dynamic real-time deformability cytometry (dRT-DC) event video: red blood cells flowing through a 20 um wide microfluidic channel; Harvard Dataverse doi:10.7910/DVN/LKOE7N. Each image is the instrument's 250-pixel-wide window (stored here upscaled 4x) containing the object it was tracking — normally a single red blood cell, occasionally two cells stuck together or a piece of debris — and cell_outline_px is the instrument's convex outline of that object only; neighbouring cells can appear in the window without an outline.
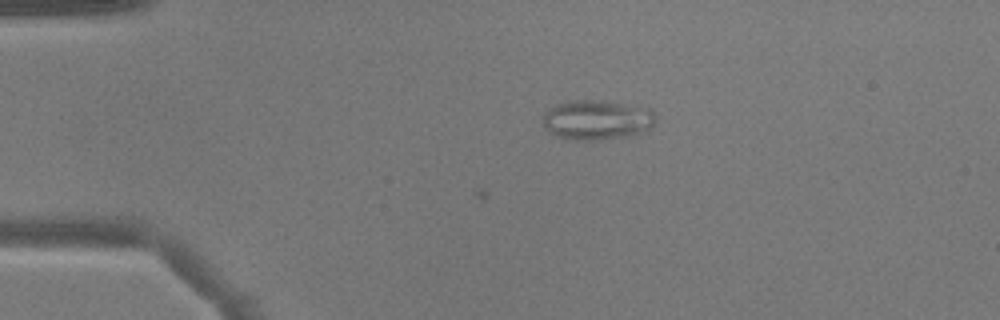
{"species": "common noctule bat (a hibernating species)", "species_latin": "Nyctalus noctula", "temperature_condition": "warm", "stored_images_in_passage": 7, "camera_frame_rate_fps": 3000, "um_per_image_px": 0.085, "animal": {"sex": "male", "body_mass_g": 17.9}, "frame": {"image": 1, "passage_image": 7, "time_ms": 2.0, "image_size_px": [1000, 320], "cell_outline_px": [[656, 120], [648, 128], [632, 136], [596, 140], [576, 140], [556, 136], [548, 132], [544, 128], [544, 112], [560, 104], [572, 100], [604, 100], [648, 108], [656, 116]], "centroid_in_image_um": [50.74, 10.2], "position_along_channel_um": 34.3, "area_um2": 26.01}}